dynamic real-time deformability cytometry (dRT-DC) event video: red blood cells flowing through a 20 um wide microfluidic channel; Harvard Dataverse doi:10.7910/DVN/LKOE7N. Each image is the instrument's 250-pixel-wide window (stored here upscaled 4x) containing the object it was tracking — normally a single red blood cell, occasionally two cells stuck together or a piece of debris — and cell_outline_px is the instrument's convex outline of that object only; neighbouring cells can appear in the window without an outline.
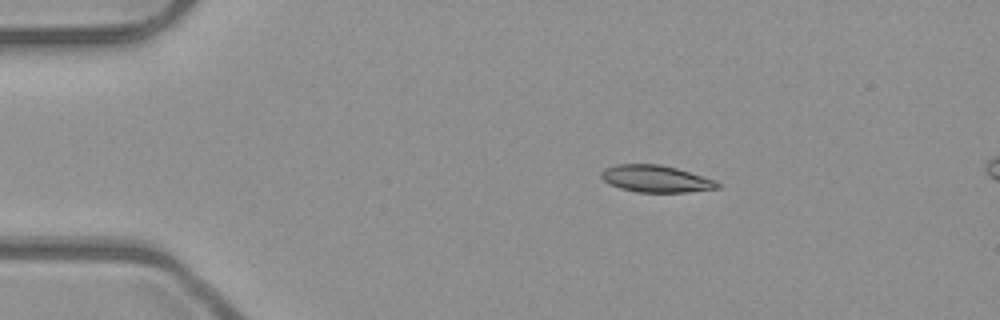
{"species": "common noctule bat (a hibernating species)", "species_latin": "Nyctalus noctula", "temperature_condition": "room temperature", "stored_images_in_passage": 4, "camera_frame_rate_fps": 3000, "um_per_image_px": 0.085, "animal": {"sex": "male", "body_mass_g": 23.1, "forearm_length_mm": 52.7}, "frame": {"image": 1, "passage_image": 2, "time_ms": 0.333, "image_size_px": [1000, 320], "cell_outline_px": [[720, 188], [688, 192], [636, 192], [620, 188], [608, 184], [600, 176], [600, 172], [604, 168], [616, 164], [660, 164], [676, 168], [716, 180], [720, 184]], "centroid_in_image_um": [55.73, 15.19], "position_along_channel_um": 29.3, "area_um2": 18.38}}